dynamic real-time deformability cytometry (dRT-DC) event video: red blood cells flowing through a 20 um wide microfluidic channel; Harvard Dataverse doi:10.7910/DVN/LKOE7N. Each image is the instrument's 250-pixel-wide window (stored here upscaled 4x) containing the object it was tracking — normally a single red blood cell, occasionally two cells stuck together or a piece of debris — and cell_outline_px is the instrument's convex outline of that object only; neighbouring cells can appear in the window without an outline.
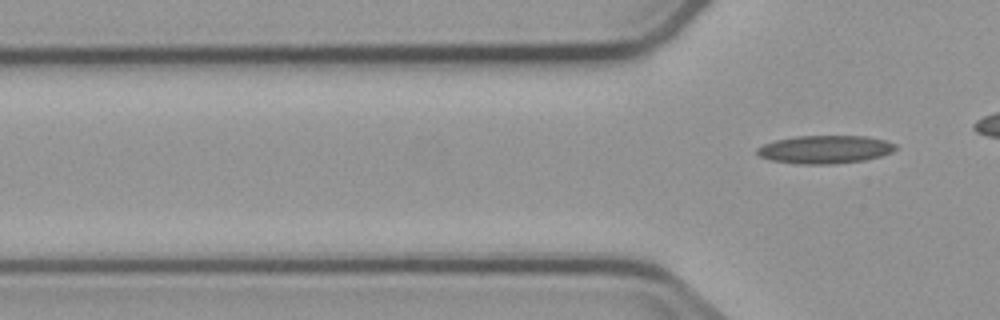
{"species": "common noctule bat (a hibernating species)", "species_latin": "Nyctalus noctula", "temperature_condition": "cold", "stored_images_in_passage": 6, "segment_of_instrument_passage": [2, 2], "camera_frame_rate_fps": 3000, "um_per_image_px": 0.085, "animal": {"sex": "male", "body_mass_g": 23.1, "forearm_length_mm": 52.7}, "frame": {"image": 1, "passage_image": 6, "time_ms": 5.667, "image_size_px": [1000, 320], "cell_outline_px": [[896, 148], [892, 152], [880, 156], [864, 160], [832, 164], [796, 164], [772, 160], [760, 156], [756, 152], [756, 148], [764, 144], [776, 140], [796, 136], [864, 136], [884, 140], [896, 144]], "centroid_in_image_um": [70.11, 12.7], "position_along_channel_um": 55.7, "area_um2": 22.54}}